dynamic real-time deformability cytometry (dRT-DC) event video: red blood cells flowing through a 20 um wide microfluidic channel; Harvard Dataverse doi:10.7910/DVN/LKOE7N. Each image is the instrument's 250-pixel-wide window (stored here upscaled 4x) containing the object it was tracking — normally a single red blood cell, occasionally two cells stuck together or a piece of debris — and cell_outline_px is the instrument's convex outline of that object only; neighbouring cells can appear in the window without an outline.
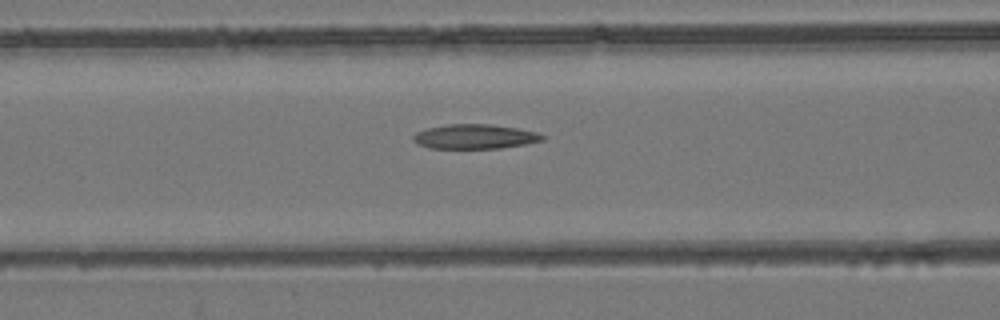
{"species": "common noctule bat (a hibernating species)", "species_latin": "Nyctalus noctula", "temperature_condition": "room temperature", "stored_images_in_passage": 39, "camera_frame_rate_fps": 3000, "um_per_image_px": 0.085, "animal": {"sex": "female", "body_mass_g": 24.6, "forearm_length_mm": 56.2}, "frame": {"image": 1, "passage_image": 14, "time_ms": 4.333, "image_size_px": [1000, 320], "cell_outline_px": [[544, 140], [528, 144], [500, 148], [428, 148], [416, 144], [412, 140], [412, 136], [416, 132], [428, 128], [448, 124], [492, 124], [516, 128], [536, 132], [544, 136]], "centroid_in_image_um": [40.33, 11.61], "position_along_channel_um": 126.3, "area_um2": 18.55}}
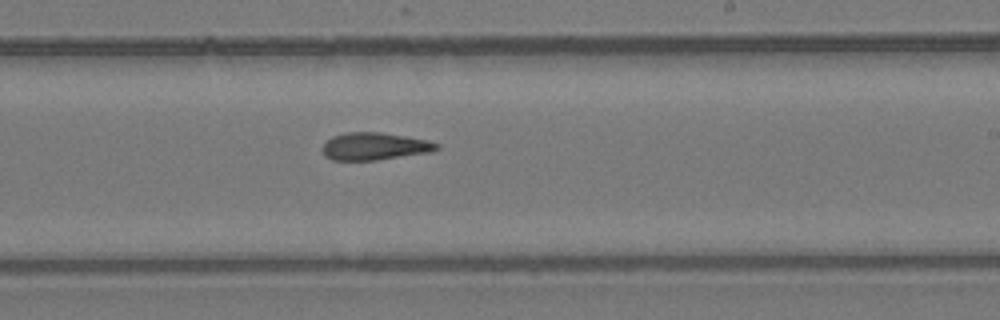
{"frame": {"image": 2, "passage_image": 24, "time_ms": 7.667, "image_size_px": [1000, 320], "cell_outline_px": [[440, 148], [428, 152], [376, 160], [332, 160], [324, 156], [320, 148], [332, 136], [344, 132], [380, 132], [428, 140], [440, 144]], "centroid_in_image_um": [31.79, 12.43], "position_along_channel_um": 257.2, "area_um2": 18.26}}
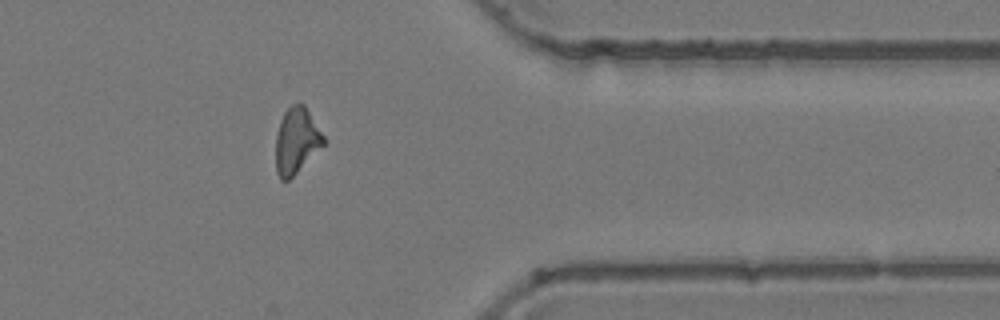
{"frame": {"image": 3, "passage_image": 35, "time_ms": 11.333, "image_size_px": [1000, 320], "cell_outline_px": [[328, 140], [288, 180], [280, 180], [276, 172], [276, 136], [280, 120], [284, 112], [292, 104], [304, 104]], "centroid_in_image_um": [25.21, 11.94], "position_along_channel_um": 386.2, "area_um2": 18.26}}